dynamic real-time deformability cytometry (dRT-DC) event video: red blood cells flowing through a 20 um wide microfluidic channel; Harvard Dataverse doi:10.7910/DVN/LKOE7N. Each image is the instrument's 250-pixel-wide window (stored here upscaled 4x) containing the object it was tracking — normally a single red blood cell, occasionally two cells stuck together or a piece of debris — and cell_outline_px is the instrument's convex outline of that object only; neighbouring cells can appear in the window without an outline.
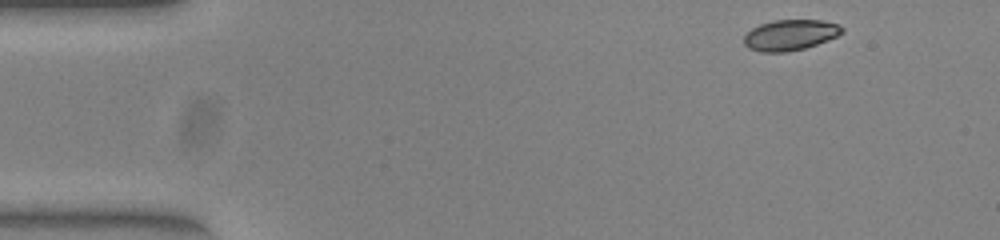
{"species": "common noctule bat (a hibernating species)", "species_latin": "Nyctalus noctula", "temperature_condition": "warm", "stored_images_in_passage": 48, "camera_frame_rate_fps": 3000, "um_per_image_px": 0.085, "animal": {"sex": "female", "body_mass_g": 23.0, "forearm_length_mm": 53.4}, "frame": {"image": 1, "passage_image": 1, "time_ms": 0.0, "image_size_px": [1000, 240], "cell_outline_px": [[844, 32], [828, 40], [804, 48], [788, 52], [760, 52], [748, 48], [744, 44], [744, 36], [752, 28], [760, 24], [772, 20], [820, 20], [840, 24], [844, 28]], "centroid_in_image_um": [67.17, 2.97], "position_along_channel_um": 17.8, "area_um2": 17.63}}
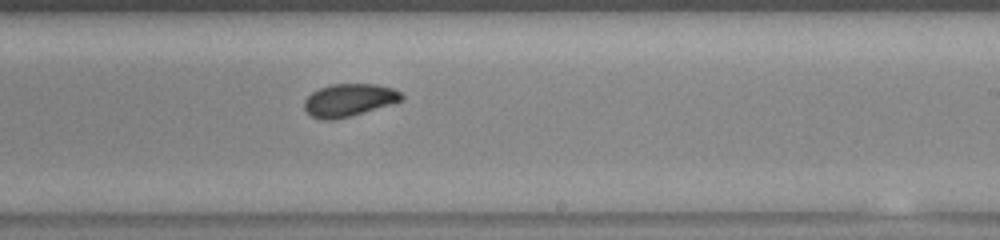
{"frame": {"image": 2, "passage_image": 27, "time_ms": 8.667, "image_size_px": [1000, 240], "cell_outline_px": [[404, 100], [352, 116], [332, 120], [320, 120], [312, 116], [304, 108], [304, 100], [312, 92], [320, 88], [332, 84], [376, 84], [392, 88], [400, 92], [404, 96]], "centroid_in_image_um": [29.67, 8.51], "position_along_channel_um": 259.3, "area_um2": 18.55}}
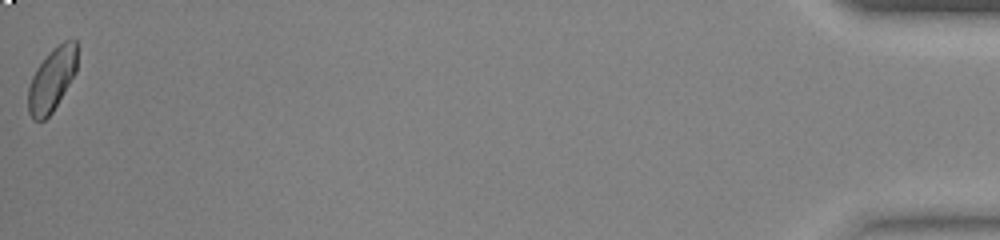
{"frame": {"image": 3, "passage_image": 48, "time_ms": 15.667, "image_size_px": [1000, 240], "cell_outline_px": [[76, 72], [52, 112], [44, 120], [32, 120], [28, 112], [28, 88], [32, 76], [36, 68], [52, 48], [64, 40], [76, 40]], "centroid_in_image_um": [4.39, 6.77], "position_along_channel_um": 430.8, "area_um2": 17.98}, "authors_computed_cell_mechanics": {"area_um2": 18.4671, "velocity_mm_per_s": 3.9108, "shape_relaxation_time_tau1_ms": 4.9436, "shape_relaxation_time_tau2_ms": 1.4727, "deformation_change_tau1": 0.1174, "deformation_change_tau2": 0.0303}}